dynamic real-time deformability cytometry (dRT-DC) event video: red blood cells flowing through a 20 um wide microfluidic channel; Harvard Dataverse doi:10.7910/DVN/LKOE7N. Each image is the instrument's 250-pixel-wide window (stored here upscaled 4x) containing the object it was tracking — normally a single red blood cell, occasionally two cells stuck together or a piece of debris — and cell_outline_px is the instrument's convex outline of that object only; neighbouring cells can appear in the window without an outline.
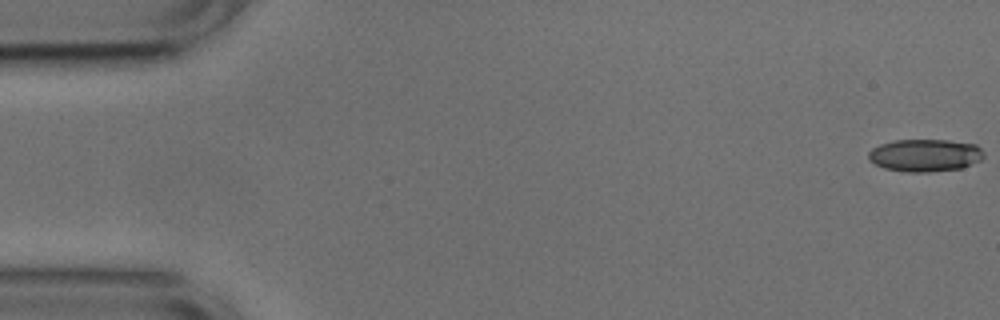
{"species": "common noctule bat (a hibernating species)", "species_latin": "Nyctalus noctula", "temperature_condition": "cold", "stored_images_in_passage": 11, "camera_frame_rate_fps": 3000, "um_per_image_px": 0.085, "animal": {"sex": "male", "body_mass_g": 17.9, "forearm_length_mm": 54.2}, "frame": {"image": 1, "passage_image": 1, "time_ms": 0.0, "image_size_px": [1000, 320], "cell_outline_px": [[984, 156], [980, 160], [960, 168], [928, 172], [908, 172], [884, 168], [868, 160], [868, 152], [872, 148], [880, 144], [896, 140], [948, 140], [976, 144], [984, 152]], "centroid_in_image_um": [78.61, 13.19], "position_along_channel_um": 6.4, "area_um2": 21.79}}